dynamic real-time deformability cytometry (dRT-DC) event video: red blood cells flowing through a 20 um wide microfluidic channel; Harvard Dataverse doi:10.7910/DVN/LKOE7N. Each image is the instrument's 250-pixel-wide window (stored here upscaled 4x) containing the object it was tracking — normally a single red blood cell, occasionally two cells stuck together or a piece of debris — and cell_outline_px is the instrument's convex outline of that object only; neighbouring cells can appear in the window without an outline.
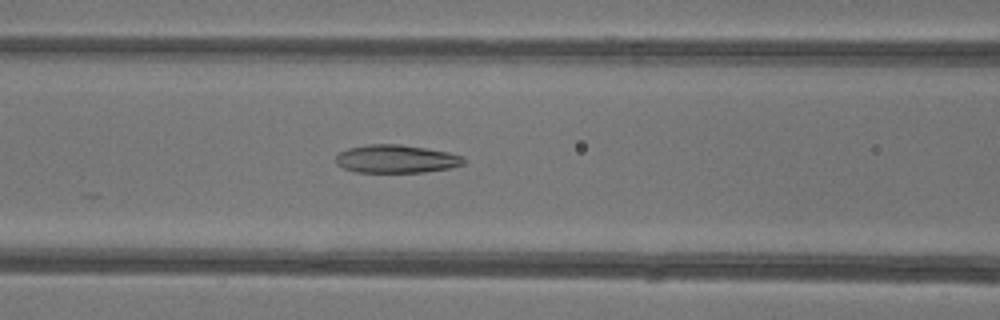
{"species": "common noctule bat (a hibernating species)", "species_latin": "Nyctalus noctula", "temperature_condition": "warm", "stored_images_in_passage": 50, "camera_frame_rate_fps": 3000, "um_per_image_px": 0.085, "animal": {"sex": "female"}, "frame": {"image": 1, "passage_image": 22, "time_ms": 7.0, "image_size_px": [1000, 320], "cell_outline_px": [[464, 164], [452, 168], [424, 172], [356, 172], [344, 168], [336, 164], [336, 156], [340, 152], [348, 148], [368, 144], [400, 144], [448, 152], [460, 156], [464, 160]], "centroid_in_image_um": [33.66, 13.51], "position_along_channel_um": 132.9, "area_um2": 20.87}}
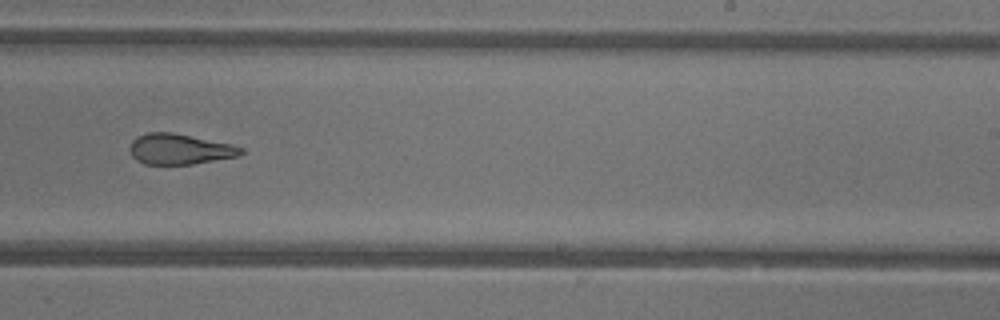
{"frame": {"image": 2, "passage_image": 32, "time_ms": 10.333, "image_size_px": [1000, 320], "cell_outline_px": [[244, 152], [240, 156], [192, 164], [144, 164], [136, 160], [132, 156], [128, 148], [132, 140], [136, 136], [148, 132], [172, 132], [232, 144], [244, 148]], "centroid_in_image_um": [15.26, 12.67], "position_along_channel_um": 273.7, "area_um2": 20.0}}
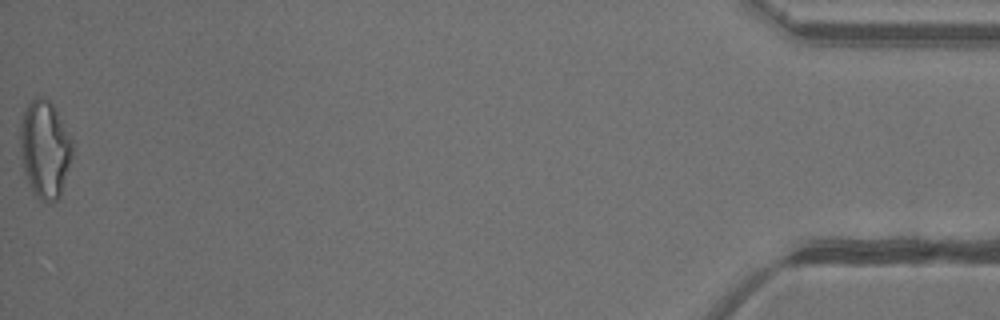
{"frame": {"image": 3, "passage_image": 50, "time_ms": 16.333, "image_size_px": [1000, 320], "cell_outline_px": [[72, 156], [60, 196], [56, 200], [40, 200], [32, 192], [24, 172], [20, 156], [20, 124], [24, 112], [28, 104], [36, 96], [40, 96], [48, 100], [52, 104], [72, 140]], "centroid_in_image_um": [3.79, 12.68], "position_along_channel_um": 431.4, "area_um2": 29.36}, "authors_computed_cell_mechanics": {"area_um2": 23.12, "velocity_mm_per_s": 4.2341, "shape_relaxation_time_tau1_ms": null, "shape_relaxation_time_tau2_ms": 2.0898, "deformation_change_tau1": null, "deformation_change_tau2": 0.1106}}